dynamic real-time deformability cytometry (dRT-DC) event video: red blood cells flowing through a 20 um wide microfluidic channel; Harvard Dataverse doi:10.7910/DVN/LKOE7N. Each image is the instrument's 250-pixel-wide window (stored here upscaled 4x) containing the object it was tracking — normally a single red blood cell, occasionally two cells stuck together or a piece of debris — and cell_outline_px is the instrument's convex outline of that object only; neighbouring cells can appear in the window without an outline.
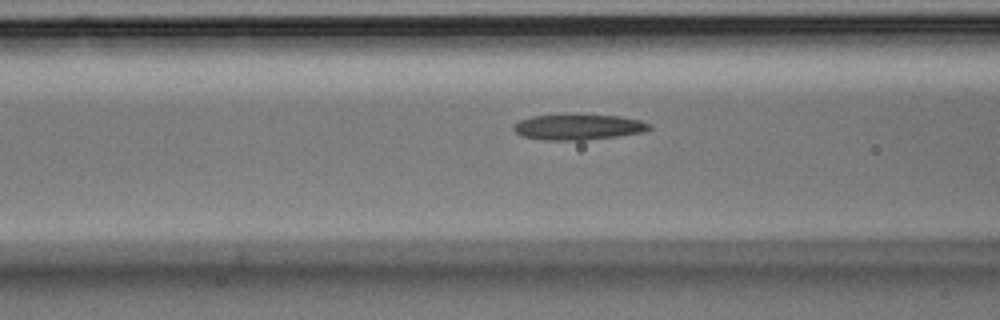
{"species": "Egyptian fruit bat (a non-hibernating species)", "species_latin": "Rousettus aegyptiacus", "temperature_condition": "room temperature", "stored_images_in_passage": 40, "camera_frame_rate_fps": 3000, "um_per_image_px": 0.085, "animal": {"sex": "male"}, "frame": {"image": 1, "passage_image": 18, "time_ms": 5.667, "image_size_px": [1000, 320], "cell_outline_px": [[652, 128], [640, 132], [616, 136], [584, 140], [544, 140], [524, 136], [516, 132], [512, 128], [512, 124], [520, 120], [532, 116], [564, 112], [620, 116], [640, 120], [652, 124]], "centroid_in_image_um": [49.11, 10.75], "position_along_channel_um": 117.5, "area_um2": 20.92}}
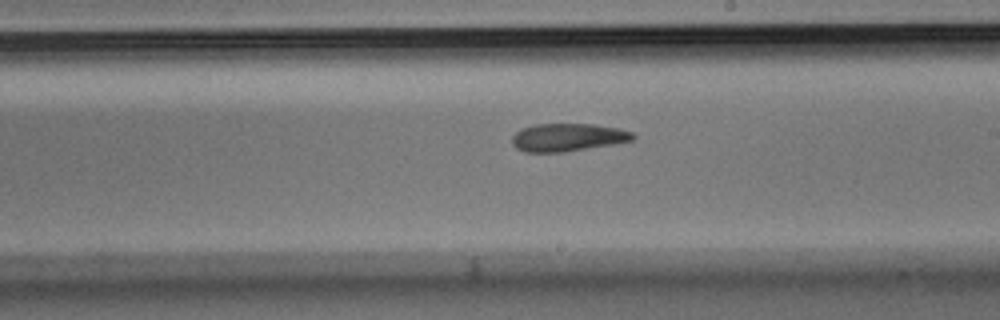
{"frame": {"image": 2, "passage_image": 28, "time_ms": 9.0, "image_size_px": [1000, 320], "cell_outline_px": [[636, 136], [632, 140], [612, 144], [564, 152], [524, 152], [516, 148], [512, 144], [512, 136], [520, 128], [536, 124], [592, 124], [620, 128], [632, 132]], "centroid_in_image_um": [48.23, 11.67], "position_along_channel_um": 240.8, "area_um2": 19.65}}
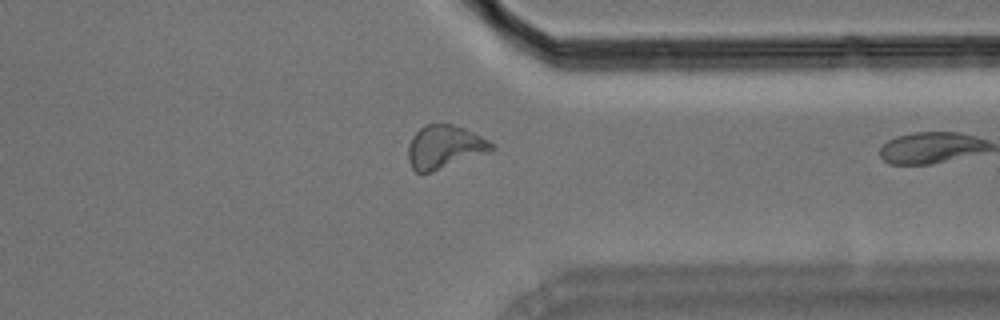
{"frame": {"image": 3, "passage_image": 39, "time_ms": 12.667, "image_size_px": [1000, 320], "cell_outline_px": [[496, 148], [492, 152], [432, 172], [416, 172], [412, 168], [408, 160], [408, 144], [412, 136], [424, 124], [452, 124], [464, 128], [488, 140]], "centroid_in_image_um": [37.79, 12.5], "position_along_channel_um": 373.6, "area_um2": 21.21}}